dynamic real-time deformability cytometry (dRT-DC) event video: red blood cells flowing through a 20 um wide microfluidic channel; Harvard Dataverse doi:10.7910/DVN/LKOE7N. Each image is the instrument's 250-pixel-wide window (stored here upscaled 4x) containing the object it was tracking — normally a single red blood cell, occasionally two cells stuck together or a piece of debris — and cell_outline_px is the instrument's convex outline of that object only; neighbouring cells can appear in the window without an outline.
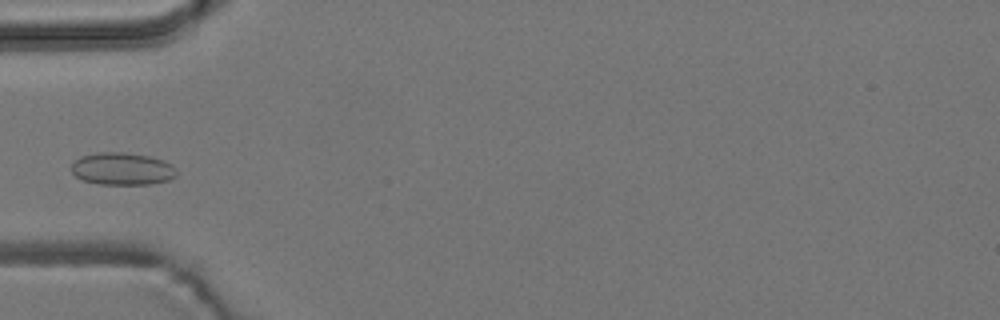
{"species": "common noctule bat (a hibernating species)", "species_latin": "Nyctalus noctula", "temperature_condition": "room temperature", "stored_images_in_passage": 3, "camera_frame_rate_fps": 3000, "um_per_image_px": 0.085, "animal": {"sex": "male", "body_mass_g": 19.2, "forearm_length_mm": 51.8}, "frame": {"image": 1, "passage_image": 2, "time_ms": 1.333, "image_size_px": [1000, 320], "cell_outline_px": [[176, 176], [168, 180], [152, 184], [96, 184], [84, 180], [76, 176], [72, 172], [72, 164], [80, 156], [100, 152], [124, 152], [148, 156], [164, 160], [172, 164], [176, 172]], "centroid_in_image_um": [10.4, 14.35], "position_along_channel_um": 74.6, "area_um2": 19.83}}
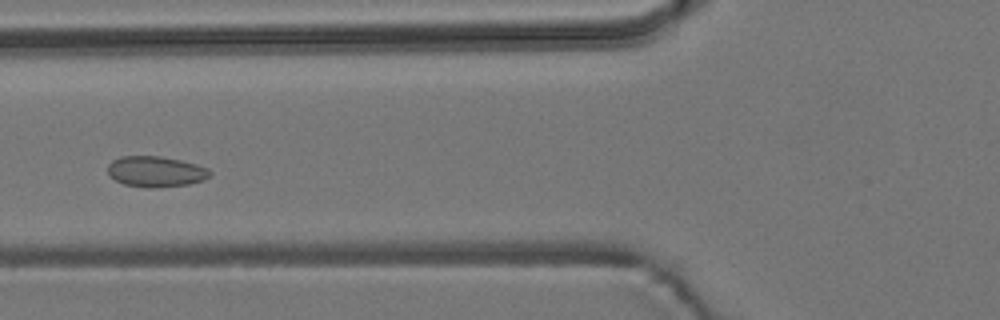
{"frame": {"image": 2, "passage_image": 3, "time_ms": 2.333, "image_size_px": [1000, 320], "cell_outline_px": [[212, 172], [204, 180], [188, 184], [156, 188], [148, 188], [124, 184], [116, 180], [108, 172], [108, 164], [112, 160], [120, 156], [160, 156], [180, 160], [196, 164], [208, 168]], "centroid_in_image_um": [13.24, 14.58], "position_along_channel_um": 112.6, "area_um2": 18.26}}